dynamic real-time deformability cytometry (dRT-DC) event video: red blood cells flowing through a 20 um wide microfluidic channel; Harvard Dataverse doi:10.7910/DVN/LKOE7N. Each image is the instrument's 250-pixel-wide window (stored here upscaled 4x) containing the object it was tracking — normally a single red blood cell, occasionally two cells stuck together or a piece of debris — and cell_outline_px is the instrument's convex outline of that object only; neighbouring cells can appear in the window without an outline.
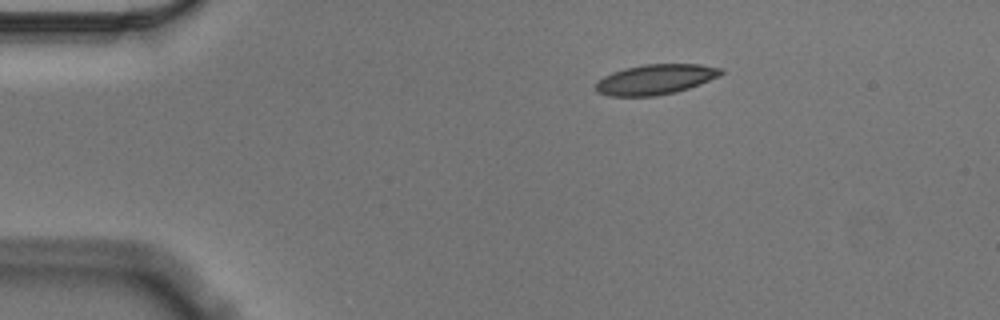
{"species": "Egyptian fruit bat (a non-hibernating species)", "species_latin": "Rousettus aegyptiacus", "temperature_condition": "cold", "stored_images_in_passage": 47, "camera_frame_rate_fps": 3000, "um_per_image_px": 0.085, "animal": {"sex": "male"}, "frame": {"image": 1, "passage_image": 1, "time_ms": 0.0, "image_size_px": [1000, 320], "cell_outline_px": [[724, 72], [720, 76], [700, 84], [676, 92], [656, 96], [608, 96], [596, 92], [596, 84], [604, 76], [612, 72], [624, 68], [644, 64], [700, 64], [724, 68]], "centroid_in_image_um": [55.74, 6.74], "position_along_channel_um": 29.3, "area_um2": 22.14}}
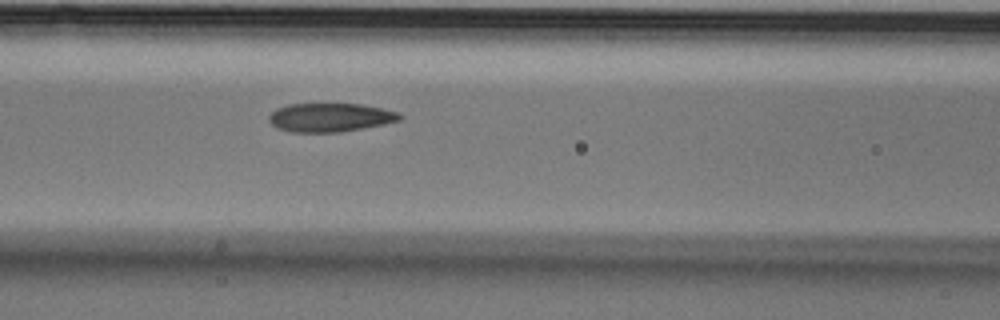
{"frame": {"image": 2, "passage_image": 15, "time_ms": 4.667, "image_size_px": [1000, 320], "cell_outline_px": [[404, 116], [400, 120], [384, 124], [340, 132], [292, 132], [276, 128], [268, 120], [268, 116], [276, 108], [288, 104], [360, 104], [384, 108], [400, 112]], "centroid_in_image_um": [28.08, 9.98], "position_along_channel_um": 138.5, "area_um2": 22.02}}
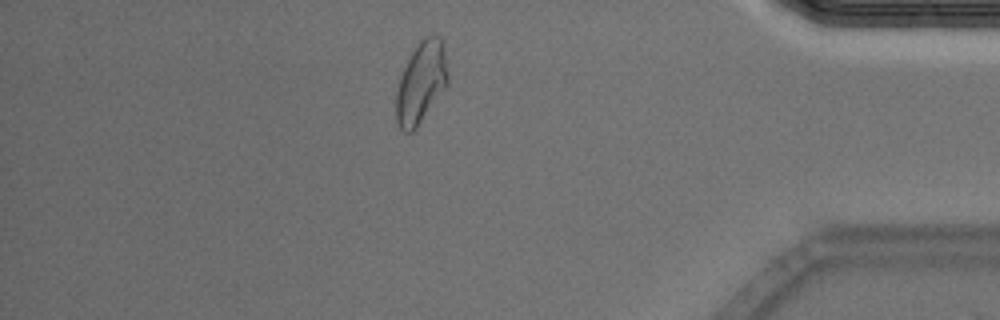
{"frame": {"image": 3, "passage_image": 40, "time_ms": 13.0, "image_size_px": [1000, 320], "cell_outline_px": [[448, 84], [416, 128], [412, 132], [404, 132], [400, 128], [396, 120], [396, 92], [400, 76], [412, 52], [420, 40], [424, 36], [440, 36], [444, 52], [448, 72]], "centroid_in_image_um": [35.78, 7.03], "position_along_channel_um": 399.4, "area_um2": 24.28}, "authors_computed_cell_mechanics": {"area_um2": 22.3686, "velocity_mm_per_s": 3.5371, "shape_relaxation_time_tau1_ms": 9.9834, "shape_relaxation_time_tau2_ms": 3.0613, "deformation_change_tau1": 0.2019, "deformation_change_tau2": 0.0969}}